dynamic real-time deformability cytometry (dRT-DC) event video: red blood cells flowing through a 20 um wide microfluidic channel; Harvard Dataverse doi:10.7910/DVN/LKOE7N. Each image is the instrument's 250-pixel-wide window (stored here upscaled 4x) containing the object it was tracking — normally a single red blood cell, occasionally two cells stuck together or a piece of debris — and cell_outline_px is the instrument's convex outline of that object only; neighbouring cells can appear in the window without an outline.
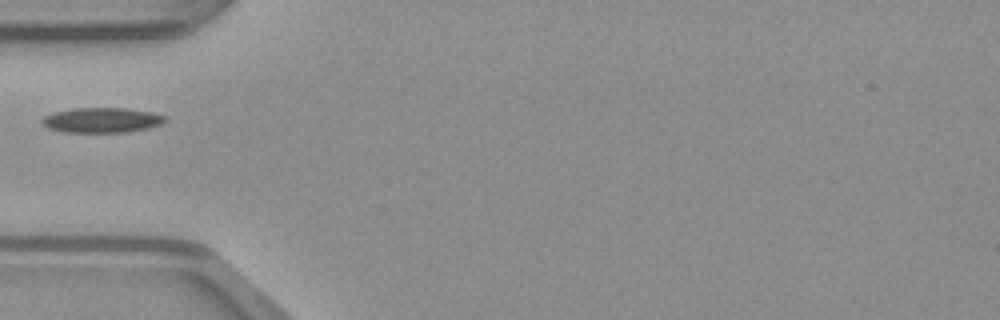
{"species": "common noctule bat (a hibernating species)", "species_latin": "Nyctalus noctula", "temperature_condition": "warm", "stored_images_in_passage": 30, "camera_frame_rate_fps": 3000, "um_per_image_px": 0.085, "animal": {"sex": "male", "body_mass_g": 23.1, "forearm_length_mm": 52.7}, "frame": {"image": 1, "passage_image": 1, "time_ms": 0.0, "image_size_px": [1000, 320], "cell_outline_px": [[168, 120], [160, 124], [148, 128], [124, 132], [64, 132], [48, 128], [40, 124], [40, 120], [44, 116], [52, 112], [72, 108], [128, 108], [152, 112], [168, 116]], "centroid_in_image_um": [8.64, 10.2], "position_along_channel_um": 76.4, "area_um2": 18.21}}
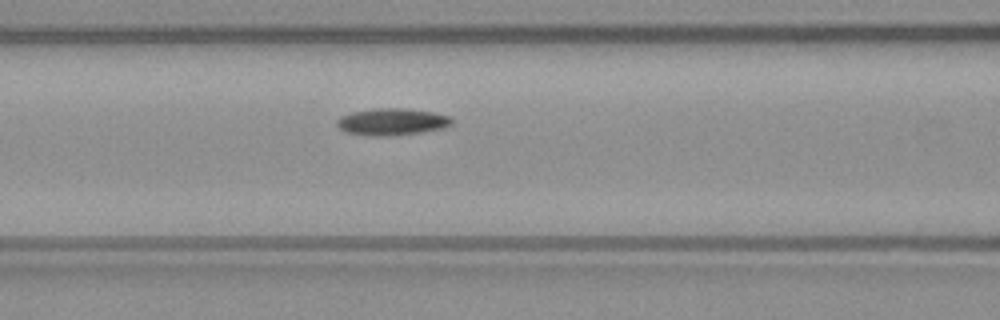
{"frame": {"image": 2, "passage_image": 5, "time_ms": 1.333, "image_size_px": [1000, 320], "cell_outline_px": [[452, 124], [444, 128], [420, 132], [380, 136], [372, 136], [344, 132], [336, 124], [336, 120], [340, 116], [352, 112], [376, 108], [404, 108], [432, 112], [452, 116]], "centroid_in_image_um": [33.31, 10.34], "position_along_channel_um": 133.3, "area_um2": 17.98}}
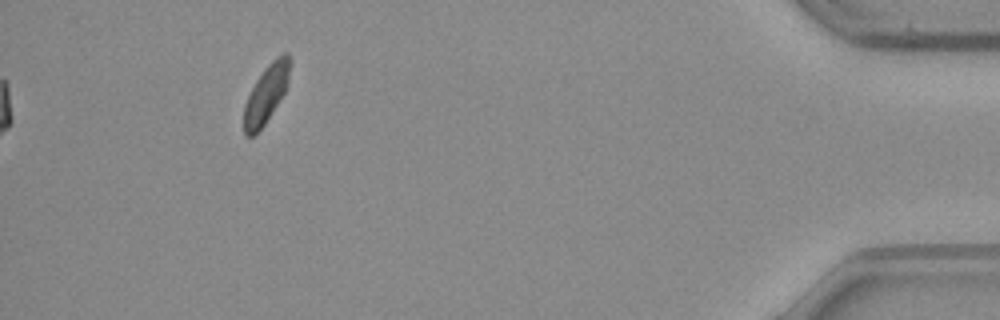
{"frame": {"image": 3, "passage_image": 30, "time_ms": 9.667, "image_size_px": [1000, 320], "cell_outline_px": [[292, 60], [288, 84], [284, 92], [264, 124], [252, 136], [244, 136], [244, 104], [256, 80], [264, 68], [276, 56], [284, 52], [288, 52]], "centroid_in_image_um": [22.65, 7.91], "position_along_channel_um": 412.5, "area_um2": 15.49}}